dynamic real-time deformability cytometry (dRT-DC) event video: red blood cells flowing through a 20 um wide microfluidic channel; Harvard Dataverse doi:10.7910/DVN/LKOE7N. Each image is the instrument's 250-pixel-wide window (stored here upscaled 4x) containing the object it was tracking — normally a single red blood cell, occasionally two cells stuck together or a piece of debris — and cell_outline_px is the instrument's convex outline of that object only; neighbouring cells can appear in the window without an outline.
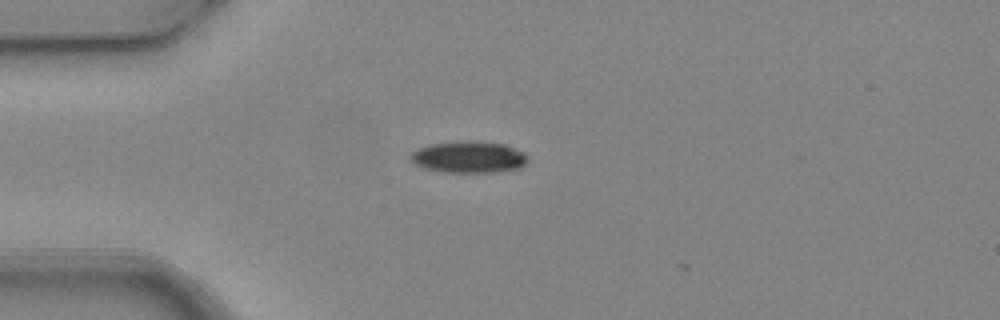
{"species": "common noctule bat (a hibernating species)", "species_latin": "Nyctalus noctula", "temperature_condition": "warm", "stored_images_in_passage": 3, "camera_frame_rate_fps": 3000, "um_per_image_px": 0.085, "animal": {"sex": "female", "body_mass_g": 24.6, "forearm_length_mm": 56.2}, "frame": {"image": 1, "passage_image": 1, "time_ms": 0.0, "image_size_px": [1000, 320], "cell_outline_px": [[528, 160], [520, 168], [492, 172], [440, 172], [424, 168], [416, 164], [408, 156], [412, 152], [428, 144], [504, 144], [524, 152], [528, 156]], "centroid_in_image_um": [39.85, 13.41], "position_along_channel_um": 45.2, "area_um2": 20.52}}
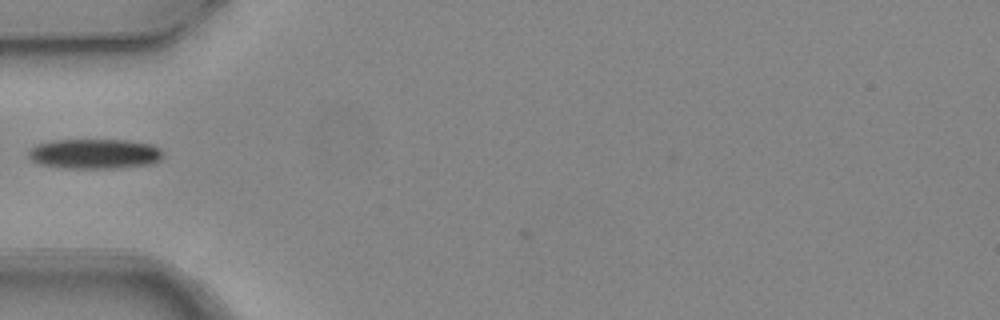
{"frame": {"image": 2, "passage_image": 2, "time_ms": 0.333, "image_size_px": [1000, 320], "cell_outline_px": [[164, 156], [160, 160], [152, 164], [116, 168], [60, 168], [36, 164], [28, 156], [28, 152], [36, 144], [52, 140], [128, 140], [152, 144], [160, 148], [164, 152]], "centroid_in_image_um": [8.06, 13.08], "position_along_channel_um": 76.9, "area_um2": 23.87}}
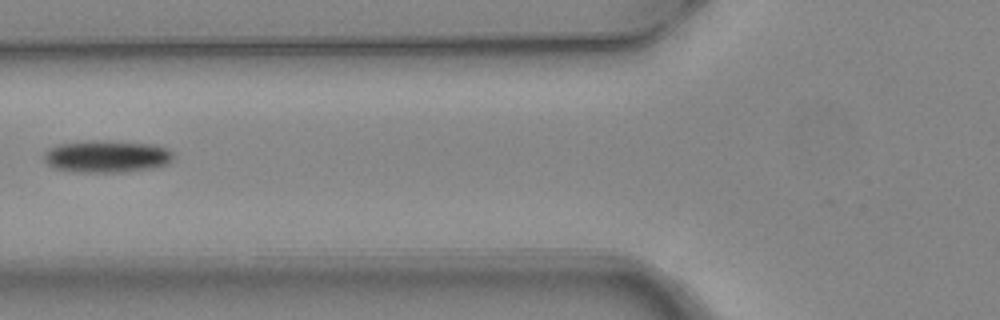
{"frame": {"image": 3, "passage_image": 3, "time_ms": 0.667, "image_size_px": [1000, 320], "cell_outline_px": [[172, 160], [168, 164], [152, 168], [124, 172], [80, 172], [52, 168], [44, 160], [44, 152], [48, 148], [56, 144], [88, 140], [108, 140], [156, 144], [168, 148], [172, 152]], "centroid_in_image_um": [9.06, 13.28], "position_along_channel_um": 116.7, "area_um2": 24.74}}